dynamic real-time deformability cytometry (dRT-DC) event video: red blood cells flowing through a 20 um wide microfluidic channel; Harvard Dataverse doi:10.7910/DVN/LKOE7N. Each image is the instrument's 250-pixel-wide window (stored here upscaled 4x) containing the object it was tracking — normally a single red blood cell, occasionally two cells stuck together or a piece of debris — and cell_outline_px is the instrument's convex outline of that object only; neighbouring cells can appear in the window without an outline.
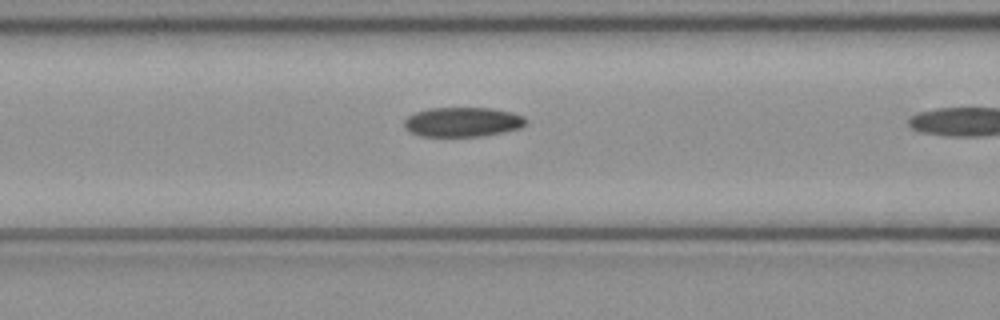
{"species": "common noctule bat (a hibernating species)", "species_latin": "Nyctalus noctula", "temperature_condition": "cold", "stored_images_in_passage": 10, "camera_frame_rate_fps": 3000, "um_per_image_px": 0.085, "animal": {"sex": "female", "body_mass_g": 21.9}, "frame": {"image": 1, "passage_image": 9, "time_ms": 2.667, "image_size_px": [1000, 320], "cell_outline_px": [[528, 120], [520, 128], [504, 132], [480, 136], [420, 136], [404, 128], [404, 120], [408, 116], [416, 112], [428, 108], [492, 108], [512, 112], [524, 116]], "centroid_in_image_um": [39.33, 10.36], "position_along_channel_um": 127.3, "area_um2": 20.98}}